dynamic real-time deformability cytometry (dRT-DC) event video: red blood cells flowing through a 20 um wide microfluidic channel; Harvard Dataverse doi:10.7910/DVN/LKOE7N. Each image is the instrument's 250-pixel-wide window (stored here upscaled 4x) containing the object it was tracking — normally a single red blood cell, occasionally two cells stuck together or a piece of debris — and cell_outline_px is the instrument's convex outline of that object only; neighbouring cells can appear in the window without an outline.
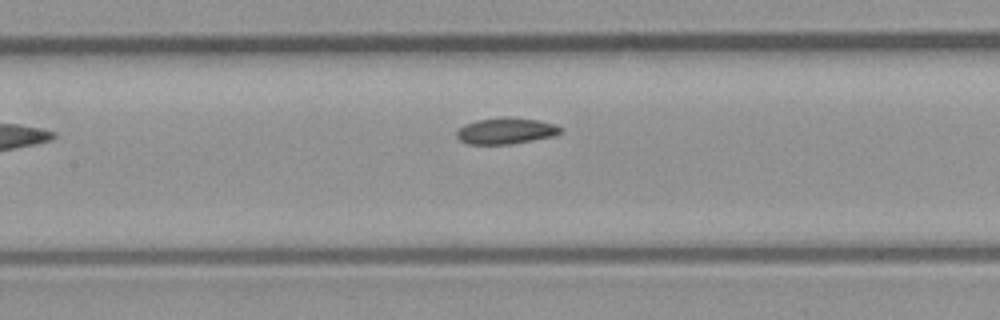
{"species": "common noctule bat (a hibernating species)", "species_latin": "Nyctalus noctula", "temperature_condition": "room temperature", "stored_images_in_passage": 5, "camera_frame_rate_fps": 3000, "um_per_image_px": 0.085, "animal": {"sex": "male", "body_mass_g": 23.1, "forearm_length_mm": 52.7}, "frame": {"image": 1, "passage_image": 5, "time_ms": 1.333, "image_size_px": [1000, 320], "cell_outline_px": [[564, 128], [560, 132], [552, 136], [532, 140], [508, 144], [468, 144], [460, 140], [456, 136], [456, 132], [464, 124], [476, 120], [504, 116], [508, 116], [536, 120], [556, 124]], "centroid_in_image_um": [42.98, 11.11], "position_along_channel_um": 164.4, "area_um2": 15.9}}